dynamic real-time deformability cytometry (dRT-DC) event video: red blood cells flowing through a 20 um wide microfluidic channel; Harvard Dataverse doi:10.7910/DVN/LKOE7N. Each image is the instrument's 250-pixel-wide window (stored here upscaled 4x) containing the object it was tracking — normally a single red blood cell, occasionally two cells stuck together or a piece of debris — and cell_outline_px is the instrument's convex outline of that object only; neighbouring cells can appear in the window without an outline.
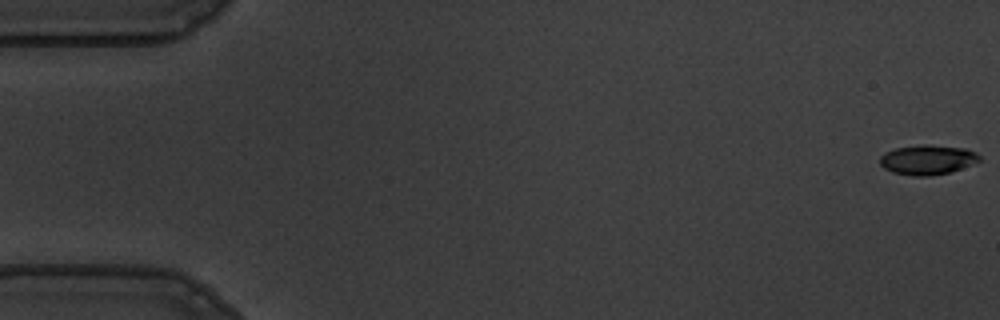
{"species": "common noctule bat (a hibernating species)", "species_latin": "Nyctalus noctula", "temperature_condition": "warm", "stored_images_in_passage": 51, "camera_frame_rate_fps": 3000, "um_per_image_px": 0.085, "animal": {"sex": "male", "body_mass_g": 19.5, "forearm_length_mm": 54.6}, "frame": {"image": 1, "passage_image": 1, "time_ms": 0.0, "image_size_px": [1000, 320], "cell_outline_px": [[980, 160], [960, 168], [948, 172], [928, 176], [916, 176], [892, 172], [884, 168], [880, 164], [880, 156], [884, 152], [896, 148], [924, 144], [928, 144], [968, 148], [976, 152], [980, 156]], "centroid_in_image_um": [78.82, 13.56], "position_along_channel_um": 6.2, "area_um2": 17.17}}
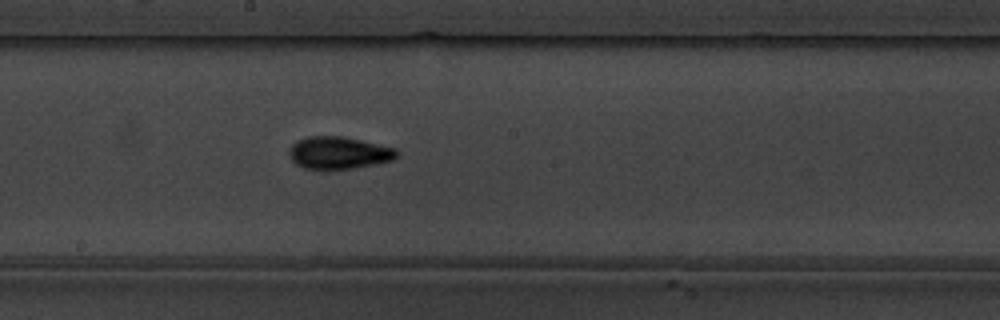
{"frame": {"image": 2, "passage_image": 31, "time_ms": 10.0, "image_size_px": [1000, 320], "cell_outline_px": [[400, 152], [392, 160], [376, 164], [352, 168], [304, 168], [296, 164], [288, 156], [288, 148], [296, 140], [308, 136], [344, 136], [396, 148]], "centroid_in_image_um": [28.77, 12.96], "position_along_channel_um": 219.4, "area_um2": 20.29}}
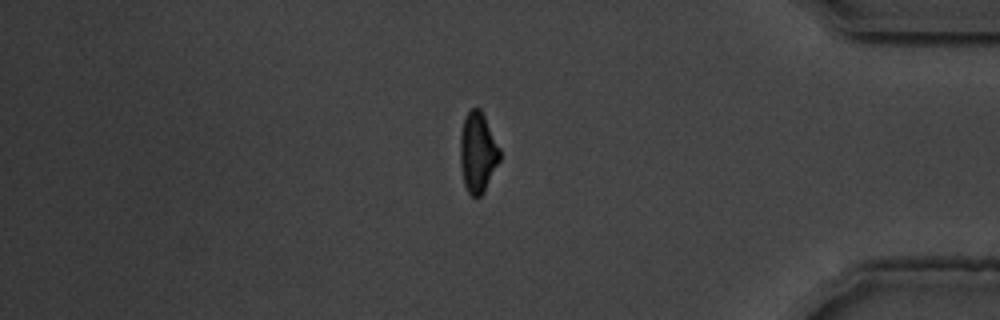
{"frame": {"image": 3, "passage_image": 48, "time_ms": 15.667, "image_size_px": [1000, 320], "cell_outline_px": [[500, 160], [484, 192], [480, 196], [472, 196], [468, 192], [464, 184], [460, 164], [460, 132], [464, 120], [468, 112], [472, 108], [480, 108], [500, 148]], "centroid_in_image_um": [40.6, 12.97], "position_along_channel_um": 394.6, "area_um2": 18.44}, "authors_computed_cell_mechanics": {"area_um2": 18.6694, "velocity_mm_per_s": 3.603, "shape_relaxation_time_tau1_ms": 3.7587, "shape_relaxation_time_tau2_ms": 2.4134, "deformation_change_tau1": 0.1683, "deformation_change_tau2": 0.0906}}